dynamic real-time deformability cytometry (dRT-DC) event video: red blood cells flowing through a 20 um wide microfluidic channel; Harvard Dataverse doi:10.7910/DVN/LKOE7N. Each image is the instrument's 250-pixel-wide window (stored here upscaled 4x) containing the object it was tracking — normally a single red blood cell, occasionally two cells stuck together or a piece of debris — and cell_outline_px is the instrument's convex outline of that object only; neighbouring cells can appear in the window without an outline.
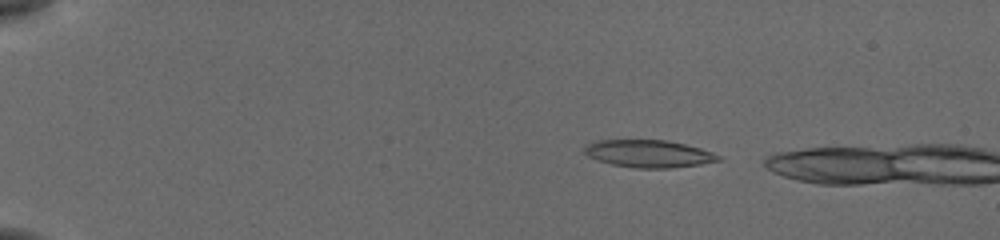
{"species": "common noctule bat (a hibernating species)", "species_latin": "Nyctalus noctula", "temperature_condition": "cold", "stored_images_in_passage": 8, "camera_frame_rate_fps": 3000, "um_per_image_px": 0.085, "animal": {"sex": "female", "body_mass_g": 19.5, "forearm_length_mm": 54.1}, "frame": {"image": 1, "passage_image": 5, "time_ms": 1.333, "image_size_px": [1000, 240], "cell_outline_px": [[724, 160], [700, 164], [672, 168], [636, 168], [612, 164], [588, 156], [584, 152], [584, 148], [588, 144], [600, 140], [664, 140], [684, 144], [700, 148], [712, 152], [720, 156]], "centroid_in_image_um": [55.18, 13.07], "position_along_channel_um": 29.8, "area_um2": 21.21}}